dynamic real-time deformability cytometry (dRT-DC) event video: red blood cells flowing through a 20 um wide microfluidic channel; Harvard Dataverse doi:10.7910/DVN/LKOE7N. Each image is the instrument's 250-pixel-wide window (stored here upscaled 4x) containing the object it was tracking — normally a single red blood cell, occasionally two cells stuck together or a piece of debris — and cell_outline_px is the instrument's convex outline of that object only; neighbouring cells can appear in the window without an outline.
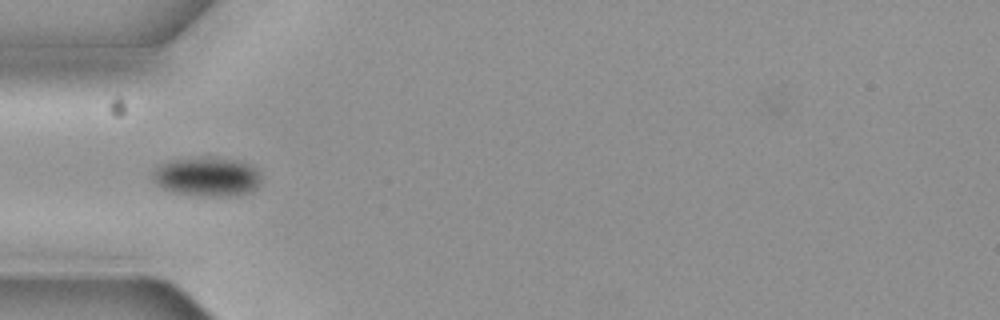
{"species": "common noctule bat (a hibernating species)", "species_latin": "Nyctalus noctula", "temperature_condition": "cold", "stored_images_in_passage": 8, "camera_frame_rate_fps": 3000, "um_per_image_px": 0.085, "animal": {"sex": "female", "body_mass_g": 19.3, "forearm_length_mm": 54.1}, "frame": {"image": 1, "passage_image": 6, "time_ms": 1.667, "image_size_px": [1000, 320], "cell_outline_px": [[260, 184], [252, 192], [240, 196], [192, 196], [172, 192], [156, 184], [152, 180], [152, 172], [160, 164], [172, 160], [240, 160], [252, 164], [260, 172]], "centroid_in_image_um": [17.64, 15.09], "position_along_channel_um": 67.4, "area_um2": 24.57}}
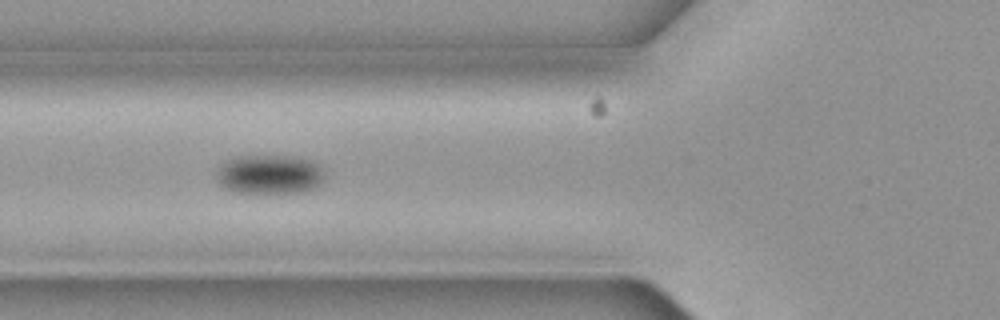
{"frame": {"image": 2, "passage_image": 7, "time_ms": 2.0, "image_size_px": [1000, 320], "cell_outline_px": [[324, 180], [316, 188], [304, 192], [236, 192], [220, 184], [216, 180], [216, 172], [220, 164], [228, 160], [240, 156], [288, 156], [312, 160], [324, 172]], "centroid_in_image_um": [22.92, 14.82], "position_along_channel_um": 102.9, "area_um2": 24.62}}
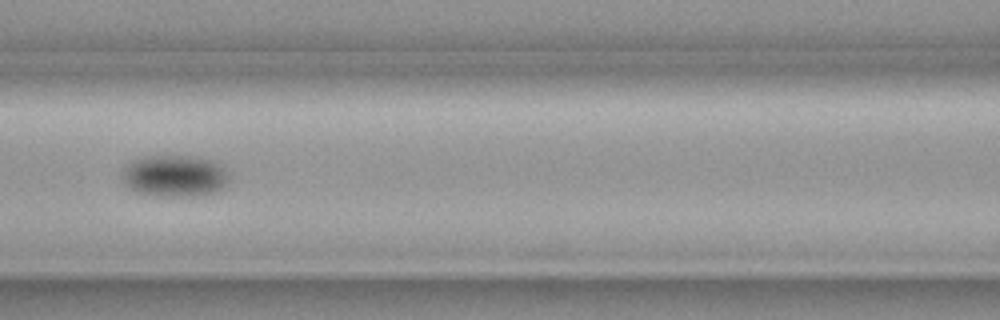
{"frame": {"image": 3, "passage_image": 8, "time_ms": 2.333, "image_size_px": [1000, 320], "cell_outline_px": [[228, 180], [224, 188], [216, 192], [192, 196], [160, 196], [136, 192], [128, 188], [124, 184], [120, 176], [128, 160], [140, 156], [196, 156], [212, 160], [220, 164], [224, 168], [228, 176]], "centroid_in_image_um": [14.79, 14.94], "position_along_channel_um": 151.8, "area_um2": 26.53}}